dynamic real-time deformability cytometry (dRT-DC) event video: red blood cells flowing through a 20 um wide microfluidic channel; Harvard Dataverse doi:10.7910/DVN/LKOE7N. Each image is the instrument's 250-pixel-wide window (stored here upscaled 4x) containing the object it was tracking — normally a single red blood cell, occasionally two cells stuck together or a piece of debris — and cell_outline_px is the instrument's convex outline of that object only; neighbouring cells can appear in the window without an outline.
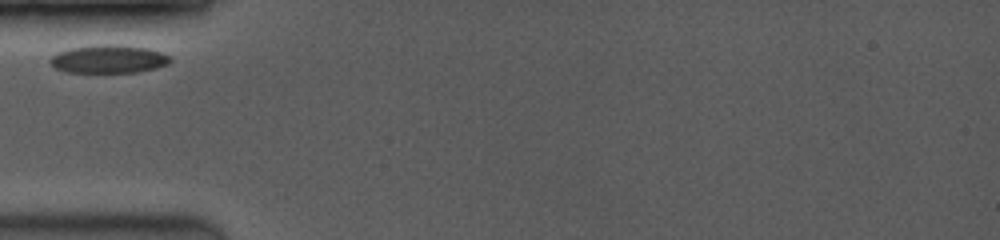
{"species": "common noctule bat (a hibernating species)", "species_latin": "Nyctalus noctula", "temperature_condition": "room temperature", "stored_images_in_passage": 7, "camera_frame_rate_fps": 3500, "um_per_image_px": 0.085, "animal": {"sex": "female", "body_mass_g": 19.0, "forearm_length_mm": 53.3}, "frame": {"image": 1, "passage_image": 1, "time_ms": 0.0, "image_size_px": [1000, 240], "cell_outline_px": [[172, 60], [168, 64], [156, 68], [136, 72], [64, 72], [56, 68], [48, 60], [56, 52], [72, 48], [96, 44], [120, 44], [148, 48], [160, 52], [168, 56]], "centroid_in_image_um": [9.22, 5.01], "position_along_channel_um": 75.8, "area_um2": 19.77}}
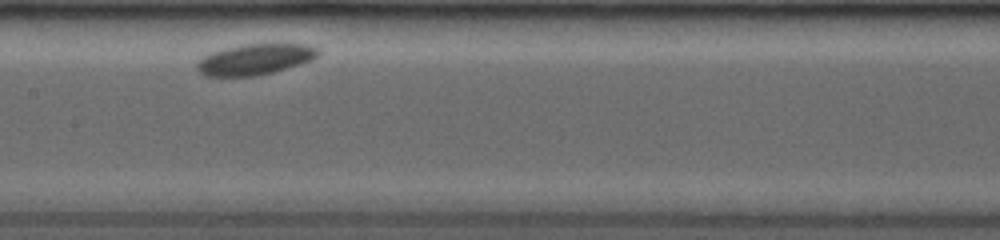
{"frame": {"image": 2, "passage_image": 4, "time_ms": 3.143, "image_size_px": [1000, 240], "cell_outline_px": [[320, 52], [312, 60], [300, 64], [272, 72], [256, 76], [204, 76], [196, 68], [196, 64], [204, 56], [212, 52], [224, 48], [244, 44], [308, 44], [320, 48]], "centroid_in_image_um": [21.69, 5.04], "position_along_channel_um": 185.7, "area_um2": 21.73}}
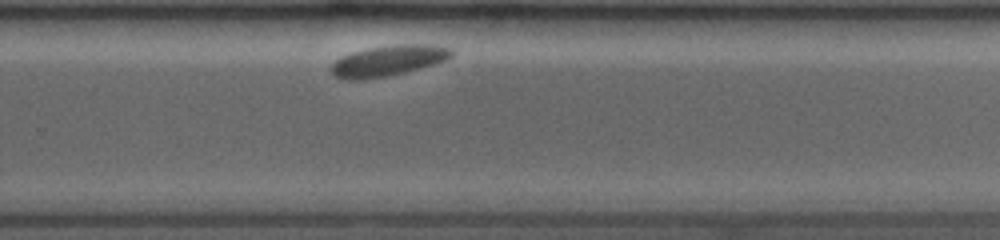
{"frame": {"image": 3, "passage_image": 7, "time_ms": 6.286, "image_size_px": [1000, 240], "cell_outline_px": [[456, 52], [448, 60], [436, 64], [388, 76], [360, 80], [348, 80], [336, 76], [332, 72], [332, 64], [336, 60], [352, 52], [368, 48], [396, 44], [428, 44], [452, 48]], "centroid_in_image_um": [33.08, 5.15], "position_along_channel_um": 296.7, "area_um2": 21.56}}